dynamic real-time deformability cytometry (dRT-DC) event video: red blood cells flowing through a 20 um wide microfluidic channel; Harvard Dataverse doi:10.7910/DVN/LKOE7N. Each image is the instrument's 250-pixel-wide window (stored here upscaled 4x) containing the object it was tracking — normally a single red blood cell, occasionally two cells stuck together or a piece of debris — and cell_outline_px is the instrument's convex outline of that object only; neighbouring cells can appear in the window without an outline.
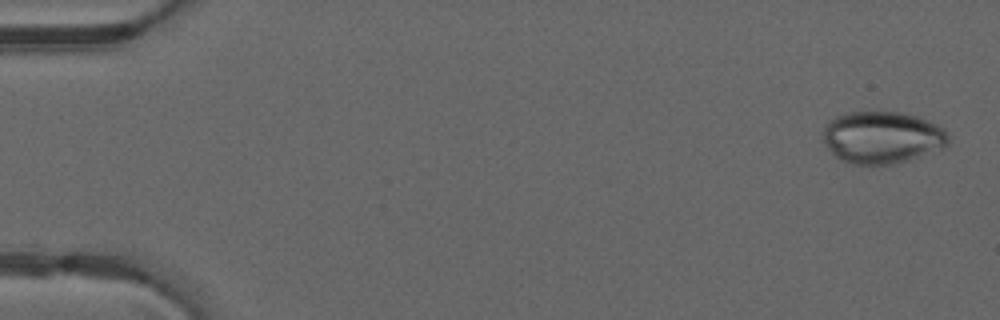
{"species": "common noctule bat (a hibernating species)", "species_latin": "Nyctalus noctula", "temperature_condition": "warm", "stored_images_in_passage": 49, "camera_frame_rate_fps": 3000, "um_per_image_px": 0.085, "animal": {"sex": "male", "forearm_length_mm": 52.5}, "frame": {"image": 1, "passage_image": 2, "time_ms": 0.333, "image_size_px": [1000, 320], "cell_outline_px": [[948, 144], [944, 148], [908, 160], [892, 164], [852, 164], [836, 156], [828, 148], [824, 140], [824, 124], [828, 120], [836, 116], [848, 112], [900, 112], [916, 116], [936, 124], [944, 128], [948, 132]], "centroid_in_image_um": [75.0, 11.67], "position_along_channel_um": 10.0, "area_um2": 37.97}}
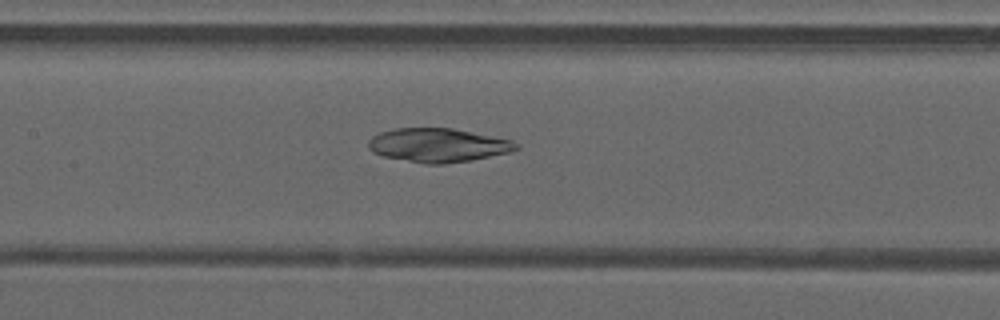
{"frame": {"image": 2, "passage_image": 24, "time_ms": 7.667, "image_size_px": [1000, 320], "cell_outline_px": [[520, 148], [508, 152], [472, 160], [444, 164], [424, 164], [384, 156], [372, 152], [368, 148], [368, 140], [372, 136], [380, 132], [392, 128], [452, 128], [512, 140], [520, 144]], "centroid_in_image_um": [37.21, 12.34], "position_along_channel_um": 170.2, "area_um2": 29.19}}
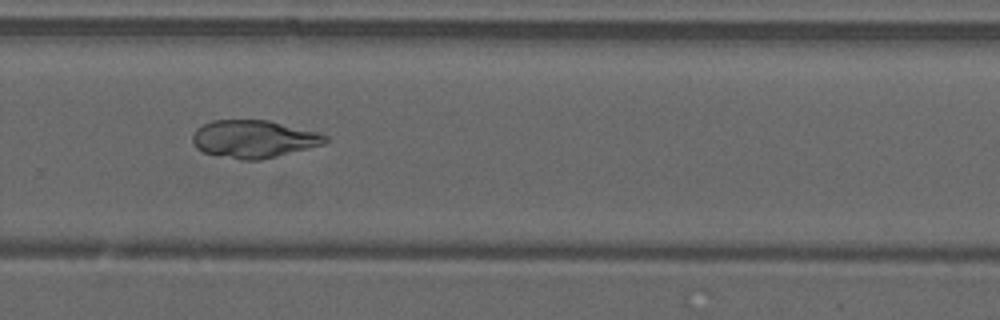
{"frame": {"image": 3, "passage_image": 34, "time_ms": 11.0, "image_size_px": [1000, 320], "cell_outline_px": [[328, 140], [324, 144], [260, 160], [240, 160], [204, 152], [196, 148], [192, 140], [192, 136], [196, 128], [212, 120], [268, 120], [316, 132], [328, 136]], "centroid_in_image_um": [21.54, 11.81], "position_along_channel_um": 308.3, "area_um2": 28.9}}